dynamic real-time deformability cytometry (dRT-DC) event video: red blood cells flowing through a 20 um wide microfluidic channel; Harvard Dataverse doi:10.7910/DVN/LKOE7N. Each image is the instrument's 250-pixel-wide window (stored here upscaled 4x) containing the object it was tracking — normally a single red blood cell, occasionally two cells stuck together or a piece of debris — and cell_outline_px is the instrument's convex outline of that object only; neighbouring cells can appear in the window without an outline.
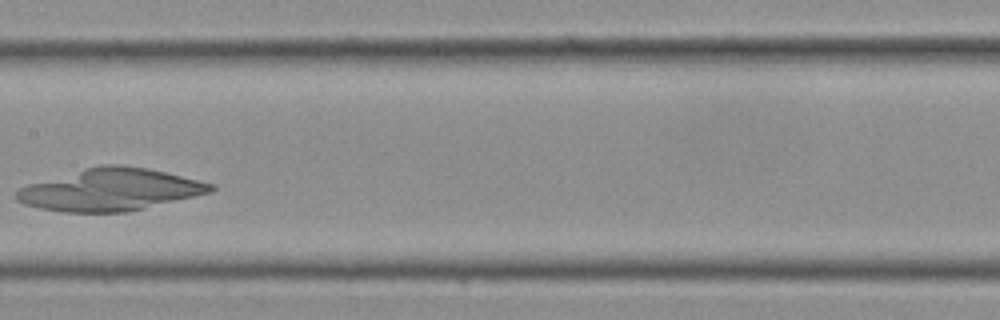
{"species": "Egyptian fruit bat (a non-hibernating species)", "species_latin": "Rousettus aegyptiacus", "temperature_condition": "cold", "stored_images_in_passage": 11, "camera_frame_rate_fps": 3000, "um_per_image_px": 0.085, "frame": {"image": 1, "passage_image": 10, "time_ms": 3.0, "image_size_px": [1000, 320], "cell_outline_px": [[216, 188], [212, 192], [196, 196], [128, 212], [64, 212], [40, 208], [24, 204], [16, 200], [16, 192], [20, 188], [28, 184], [84, 168], [100, 164], [120, 164], [148, 168], [200, 180], [216, 184]], "centroid_in_image_um": [9.41, 16.12], "position_along_channel_um": 198.0, "area_um2": 47.74}}